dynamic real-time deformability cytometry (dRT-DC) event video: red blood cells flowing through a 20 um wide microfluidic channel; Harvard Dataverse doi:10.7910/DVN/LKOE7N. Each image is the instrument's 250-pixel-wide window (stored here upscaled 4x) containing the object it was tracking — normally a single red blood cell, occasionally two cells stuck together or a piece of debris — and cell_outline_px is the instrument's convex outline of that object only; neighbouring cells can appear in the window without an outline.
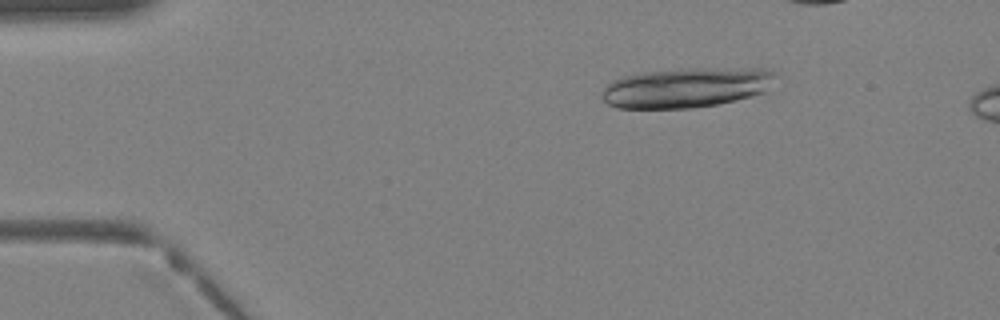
{"species": "Egyptian fruit bat (a non-hibernating species)", "species_latin": "Rousettus aegyptiacus", "temperature_condition": "warm", "stored_images_in_passage": 10, "camera_frame_rate_fps": 3000, "um_per_image_px": 0.085, "animal": {"sex": "female"}, "frame": {"image": 1, "passage_image": 6, "time_ms": 1.667, "image_size_px": [1000, 320], "cell_outline_px": [[776, 72], [764, 92], [752, 96], [720, 104], [692, 108], [616, 108], [608, 104], [600, 96], [604, 88], [612, 80], [624, 76], [644, 72], [680, 68], [764, 68]], "centroid_in_image_um": [58.31, 7.44], "position_along_channel_um": 26.7, "area_um2": 40.52}}